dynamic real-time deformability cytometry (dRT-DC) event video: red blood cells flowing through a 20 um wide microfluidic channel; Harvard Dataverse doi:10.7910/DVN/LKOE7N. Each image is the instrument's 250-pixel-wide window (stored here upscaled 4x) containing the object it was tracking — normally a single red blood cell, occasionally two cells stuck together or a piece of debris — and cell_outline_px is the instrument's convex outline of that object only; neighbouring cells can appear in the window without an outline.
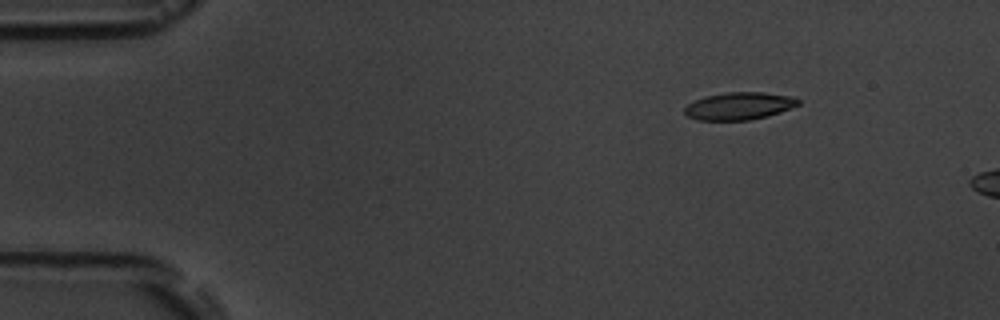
{"species": "common noctule bat (a hibernating species)", "species_latin": "Nyctalus noctula", "temperature_condition": "room temperature", "stored_images_in_passage": 6, "camera_frame_rate_fps": 3000, "um_per_image_px": 0.085, "animal": {"sex": "male", "body_mass_g": 19.5, "forearm_length_mm": 54.6}, "frame": {"image": 1, "passage_image": 3, "time_ms": 2.333, "image_size_px": [1000, 320], "cell_outline_px": [[800, 104], [780, 112], [768, 116], [748, 120], [696, 120], [688, 116], [684, 112], [684, 108], [688, 104], [704, 96], [724, 92], [764, 92], [796, 96], [800, 100]], "centroid_in_image_um": [62.86, 9.0], "position_along_channel_um": 22.1, "area_um2": 18.38}}